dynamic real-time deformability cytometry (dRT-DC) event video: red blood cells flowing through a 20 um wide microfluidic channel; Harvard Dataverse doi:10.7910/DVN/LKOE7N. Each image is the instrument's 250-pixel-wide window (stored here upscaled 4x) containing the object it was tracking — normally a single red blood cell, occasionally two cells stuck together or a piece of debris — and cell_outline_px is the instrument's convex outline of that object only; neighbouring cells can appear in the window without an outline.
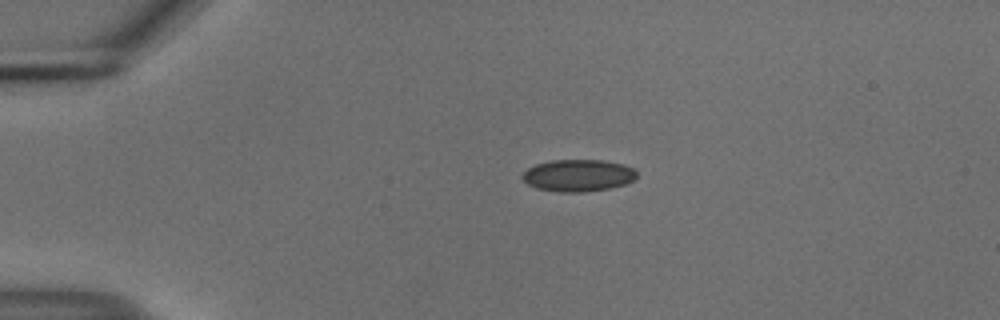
{"species": "common noctule bat (a hibernating species)", "species_latin": "Nyctalus noctula", "temperature_condition": "cold", "stored_images_in_passage": 43, "camera_frame_rate_fps": 3000, "um_per_image_px": 0.085, "animal": {"sex": "male", "body_mass_g": 18.8}, "frame": {"image": 1, "passage_image": 1, "time_ms": 0.0, "image_size_px": [1000, 320], "cell_outline_px": [[636, 176], [632, 180], [624, 184], [608, 188], [584, 192], [560, 192], [536, 188], [528, 184], [520, 176], [528, 168], [536, 164], [552, 160], [604, 160], [624, 164], [632, 168], [636, 172]], "centroid_in_image_um": [49.12, 14.9], "position_along_channel_um": 35.9, "area_um2": 21.21}}
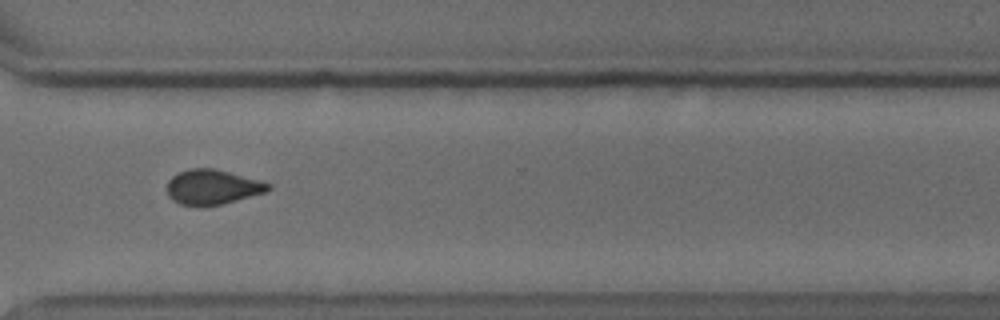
{"frame": {"image": 2, "passage_image": 30, "time_ms": 9.667, "image_size_px": [1000, 320], "cell_outline_px": [[272, 188], [264, 192], [224, 204], [204, 208], [180, 204], [172, 200], [168, 196], [168, 180], [172, 176], [188, 168], [212, 168], [260, 180], [268, 184]], "centroid_in_image_um": [18.01, 15.93], "position_along_channel_um": 352.6, "area_um2": 20.69}}
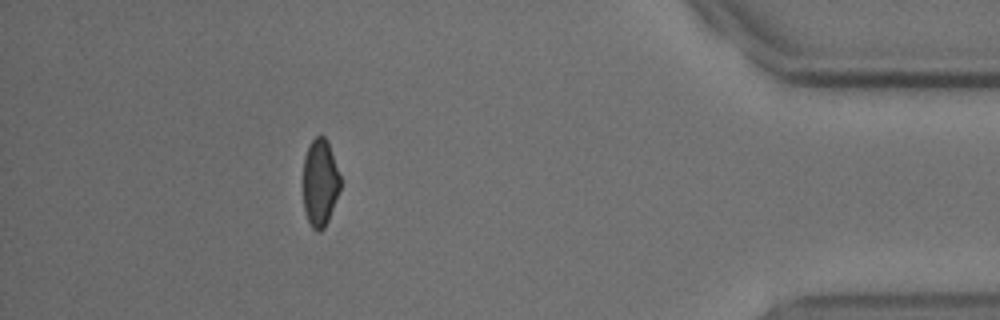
{"frame": {"image": 3, "passage_image": 38, "time_ms": 12.333, "image_size_px": [1000, 320], "cell_outline_px": [[340, 188], [328, 220], [324, 228], [320, 232], [316, 232], [312, 228], [308, 220], [304, 208], [304, 156], [312, 140], [316, 136], [324, 136], [328, 140], [340, 176]], "centroid_in_image_um": [27.2, 15.53], "position_along_channel_um": 408.0, "area_um2": 18.73}, "authors_computed_cell_mechanics": {"area_um2": 20.8658, "velocity_mm_per_s": 3.7261, "shape_relaxation_time_tau1_ms": null, "shape_relaxation_time_tau2_ms": 1.5491, "deformation_change_tau1": null, "deformation_change_tau2": 0.0737}}